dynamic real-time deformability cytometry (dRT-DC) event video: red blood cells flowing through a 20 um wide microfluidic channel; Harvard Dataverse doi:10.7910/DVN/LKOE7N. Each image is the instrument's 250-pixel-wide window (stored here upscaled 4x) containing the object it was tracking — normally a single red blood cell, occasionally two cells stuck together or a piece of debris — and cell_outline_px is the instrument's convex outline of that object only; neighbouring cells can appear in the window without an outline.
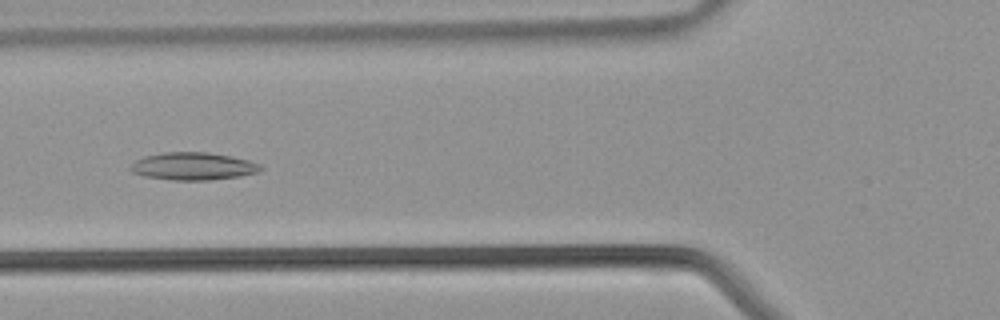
{"species": "common noctule bat (a hibernating species)", "species_latin": "Nyctalus noctula", "temperature_condition": "warm", "stored_images_in_passage": 37, "camera_frame_rate_fps": 3000, "um_per_image_px": 0.085, "animal": {"sex": "male", "body_mass_g": 21.5, "forearm_length_mm": 52.0}, "frame": {"image": 1, "passage_image": 14, "time_ms": 4.333, "image_size_px": [1000, 320], "cell_outline_px": [[264, 168], [260, 172], [240, 176], [212, 180], [172, 180], [144, 176], [132, 172], [128, 168], [136, 160], [144, 156], [164, 152], [208, 152], [232, 156], [248, 160], [260, 164]], "centroid_in_image_um": [16.44, 14.13], "position_along_channel_um": 109.4, "area_um2": 21.1}}
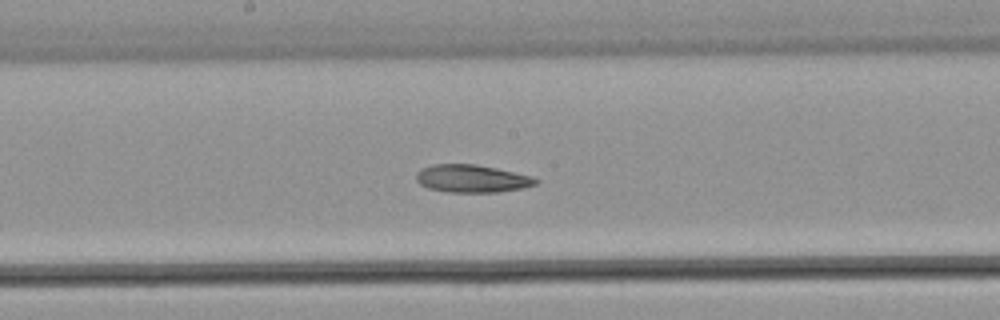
{"frame": {"image": 2, "passage_image": 20, "time_ms": 6.333, "image_size_px": [1000, 320], "cell_outline_px": [[540, 180], [536, 184], [524, 188], [500, 192], [448, 192], [428, 188], [420, 184], [416, 180], [416, 172], [432, 164], [476, 164], [496, 168], [532, 176]], "centroid_in_image_um": [40.13, 15.18], "position_along_channel_um": 208.1, "area_um2": 19.36}}
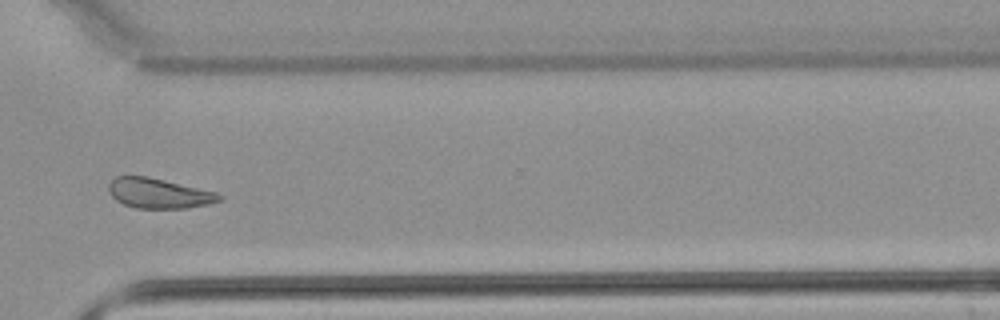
{"frame": {"image": 3, "passage_image": 29, "time_ms": 9.333, "image_size_px": [1000, 320], "cell_outline_px": [[224, 196], [220, 200], [208, 204], [188, 208], [136, 208], [124, 204], [116, 200], [112, 196], [108, 188], [108, 184], [116, 176], [148, 176], [216, 192]], "centroid_in_image_um": [13.5, 16.43], "position_along_channel_um": 357.1, "area_um2": 19.25}}